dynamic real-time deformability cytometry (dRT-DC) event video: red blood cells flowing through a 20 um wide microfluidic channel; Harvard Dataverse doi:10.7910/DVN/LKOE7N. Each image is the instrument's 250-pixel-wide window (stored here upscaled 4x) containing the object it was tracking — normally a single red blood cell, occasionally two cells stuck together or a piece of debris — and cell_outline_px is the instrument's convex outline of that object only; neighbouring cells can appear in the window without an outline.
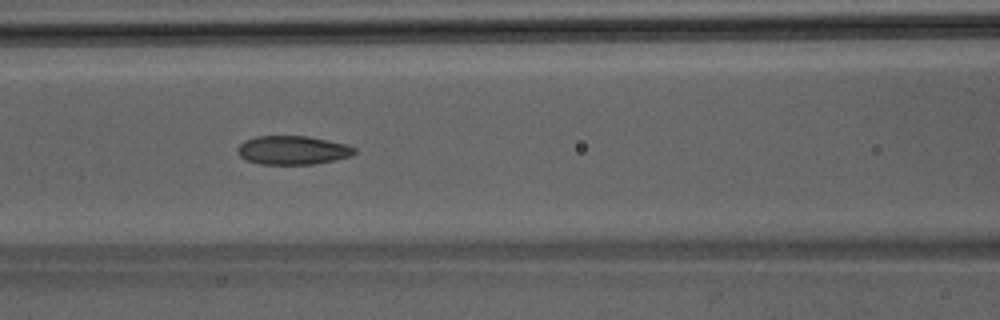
{"species": "Egyptian fruit bat (a non-hibernating species)", "species_latin": "Rousettus aegyptiacus", "temperature_condition": "room temperature", "stored_images_in_passage": 13, "camera_frame_rate_fps": 3000, "um_per_image_px": 0.085, "animal": {"sex": "male"}, "frame": {"image": 1, "passage_image": 10, "time_ms": 3.0, "image_size_px": [1000, 320], "cell_outline_px": [[356, 152], [352, 156], [336, 160], [312, 164], [260, 164], [244, 160], [240, 156], [236, 148], [244, 140], [256, 136], [308, 136], [348, 144], [356, 148]], "centroid_in_image_um": [24.89, 12.76], "position_along_channel_um": 141.7, "area_um2": 19.83}}